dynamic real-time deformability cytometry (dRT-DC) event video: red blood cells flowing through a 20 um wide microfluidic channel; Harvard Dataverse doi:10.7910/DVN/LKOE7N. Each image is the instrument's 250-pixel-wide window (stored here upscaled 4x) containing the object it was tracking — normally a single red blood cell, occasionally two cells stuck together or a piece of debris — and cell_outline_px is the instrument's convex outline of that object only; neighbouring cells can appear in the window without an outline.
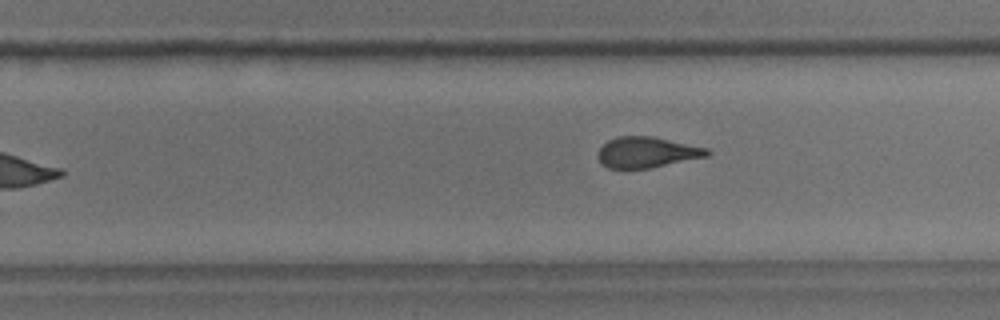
{"species": "common noctule bat (a hibernating species)", "species_latin": "Nyctalus noctula", "temperature_condition": "room temperature", "stored_images_in_passage": 11, "camera_frame_rate_fps": 3000, "um_per_image_px": 0.085, "animal": {"sex": "male", "body_mass_g": 18.8}, "frame": {"image": 1, "passage_image": 11, "time_ms": 12.333, "image_size_px": [1000, 320], "cell_outline_px": [[712, 152], [708, 156], [652, 168], [608, 168], [600, 164], [596, 156], [600, 148], [608, 140], [616, 136], [652, 136], [708, 148]], "centroid_in_image_um": [54.97, 12.95], "position_along_channel_um": 274.8, "area_um2": 19.77}}